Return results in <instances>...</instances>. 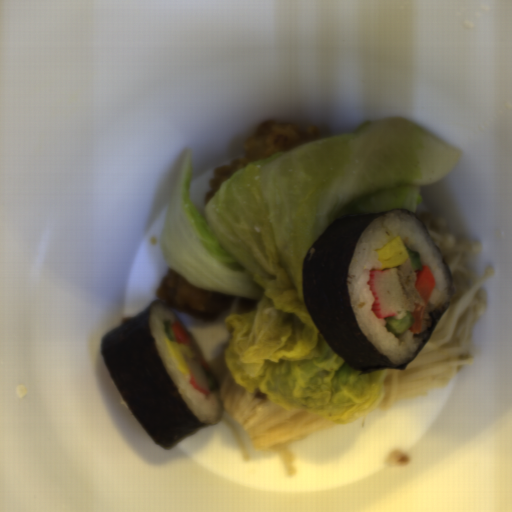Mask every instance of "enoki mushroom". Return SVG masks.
<instances>
[{"label": "enoki mushroom", "mask_w": 512, "mask_h": 512, "mask_svg": "<svg viewBox=\"0 0 512 512\" xmlns=\"http://www.w3.org/2000/svg\"><path fill=\"white\" fill-rule=\"evenodd\" d=\"M414 214L425 224L447 263L456 292L425 345L406 368L384 369V391L371 410H384L392 403L427 396L473 365L470 334L488 308L487 291L482 287L494 275L495 267L488 266L485 274L477 277L466 266L469 254L482 251L481 242H456L443 219L416 210Z\"/></svg>", "instance_id": "cea9216a"}, {"label": "enoki mushroom", "mask_w": 512, "mask_h": 512, "mask_svg": "<svg viewBox=\"0 0 512 512\" xmlns=\"http://www.w3.org/2000/svg\"><path fill=\"white\" fill-rule=\"evenodd\" d=\"M218 392L223 409L238 422L253 450L274 452L289 478H294L297 472L292 443L337 424L274 405L263 391H249L237 385L228 369Z\"/></svg>", "instance_id": "6df1b440"}, {"label": "enoki mushroom", "mask_w": 512, "mask_h": 512, "mask_svg": "<svg viewBox=\"0 0 512 512\" xmlns=\"http://www.w3.org/2000/svg\"><path fill=\"white\" fill-rule=\"evenodd\" d=\"M220 421L223 422L227 427L228 429L232 432V434L234 435V437L236 438V440L238 441L239 445H240V448H241V451H242V454H243V462H248L250 461V454L246 448V445L242 439V437L239 435V433L237 432V430L234 428V426L221 414V417H220Z\"/></svg>", "instance_id": "6f350940"}]
</instances>
